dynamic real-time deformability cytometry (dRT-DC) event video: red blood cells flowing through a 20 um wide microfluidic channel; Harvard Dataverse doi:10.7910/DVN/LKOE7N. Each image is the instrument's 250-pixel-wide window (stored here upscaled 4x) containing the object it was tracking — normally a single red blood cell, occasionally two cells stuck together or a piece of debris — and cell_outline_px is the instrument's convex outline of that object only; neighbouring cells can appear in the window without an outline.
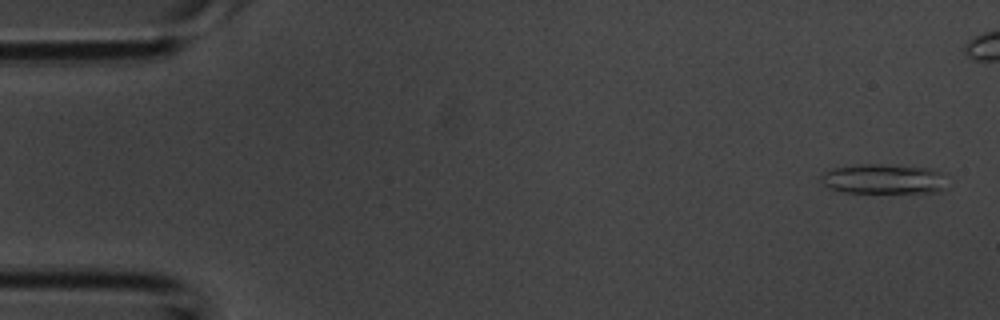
{"species": "common noctule bat (a hibernating species)", "species_latin": "Nyctalus noctula", "temperature_condition": "room temperature", "stored_images_in_passage": 37, "camera_frame_rate_fps": 3000, "um_per_image_px": 0.085, "animal": {"sex": "male", "body_mass_g": 20.1, "forearm_length_mm": 53.5}, "frame": {"image": 1, "passage_image": 2, "time_ms": 0.333, "image_size_px": [1000, 320], "cell_outline_px": [[944, 188], [936, 192], [844, 192], [828, 188], [820, 180], [820, 176], [824, 172], [832, 168], [860, 164], [880, 164], [928, 168], [936, 172]], "centroid_in_image_um": [74.94, 15.21], "position_along_channel_um": 10.1, "area_um2": 21.27}}
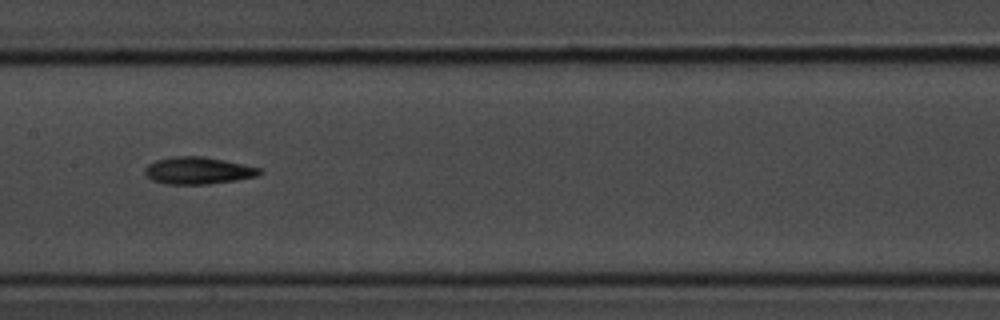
{"frame": {"image": 2, "passage_image": 21, "time_ms": 6.667, "image_size_px": [1000, 320], "cell_outline_px": [[264, 172], [256, 176], [236, 180], [208, 184], [168, 184], [152, 180], [144, 172], [144, 168], [148, 164], [156, 160], [176, 156], [204, 156], [264, 168]], "centroid_in_image_um": [16.88, 14.49], "position_along_channel_um": 190.5, "area_um2": 18.21}}
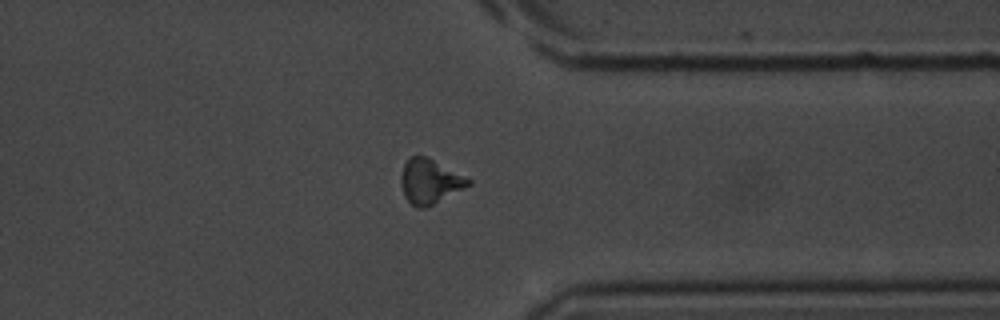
{"frame": {"image": 3, "passage_image": 33, "time_ms": 10.667, "image_size_px": [1000, 320], "cell_outline_px": [[472, 184], [428, 208], [416, 208], [404, 196], [400, 184], [400, 176], [404, 164], [408, 156], [424, 156], [472, 180]], "centroid_in_image_um": [36.5, 15.45], "position_along_channel_um": 374.9, "area_um2": 17.51}}